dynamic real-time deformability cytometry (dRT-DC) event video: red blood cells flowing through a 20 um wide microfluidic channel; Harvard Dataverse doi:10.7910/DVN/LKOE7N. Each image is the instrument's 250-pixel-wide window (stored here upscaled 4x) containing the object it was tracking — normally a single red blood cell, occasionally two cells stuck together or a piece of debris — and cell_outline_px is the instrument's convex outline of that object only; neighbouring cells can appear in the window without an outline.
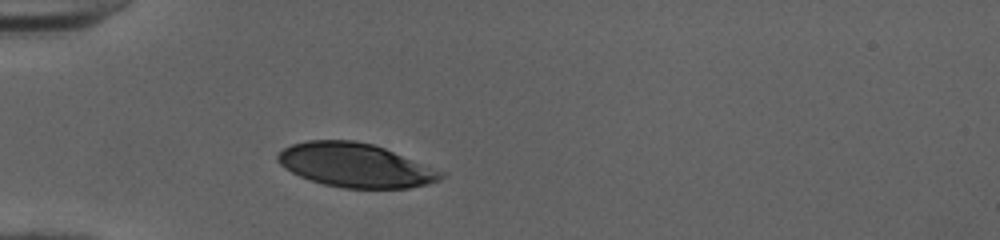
{"species": "human", "species_latin": "Homo sapiens", "temperature_condition": "cold", "stored_images_in_passage": 29, "camera_frame_rate_fps": 3000, "um_per_image_px": 0.085, "donor": {"sex": "female"}, "frame": {"image": 1, "passage_image": 1, "time_ms": 0.0, "image_size_px": [1000, 240], "cell_outline_px": [[444, 176], [440, 180], [428, 184], [408, 188], [344, 188], [324, 184], [300, 176], [292, 172], [280, 164], [276, 160], [276, 156], [284, 148], [292, 144], [308, 140], [352, 140], [372, 144], [384, 148], [444, 172]], "centroid_in_image_um": [30.2, 14.04], "position_along_channel_um": 54.8, "area_um2": 41.44}}
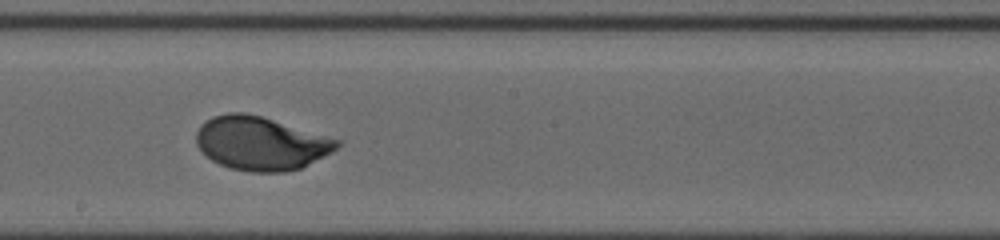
{"frame": {"image": 2, "passage_image": 15, "time_ms": 4.667, "image_size_px": [1000, 240], "cell_outline_px": [[340, 144], [332, 152], [300, 168], [284, 172], [252, 172], [228, 168], [212, 160], [196, 144], [196, 132], [200, 124], [212, 116], [228, 112], [244, 112], [260, 116], [340, 140]], "centroid_in_image_um": [22.13, 12.18], "position_along_channel_um": 226.1, "area_um2": 43.58}}
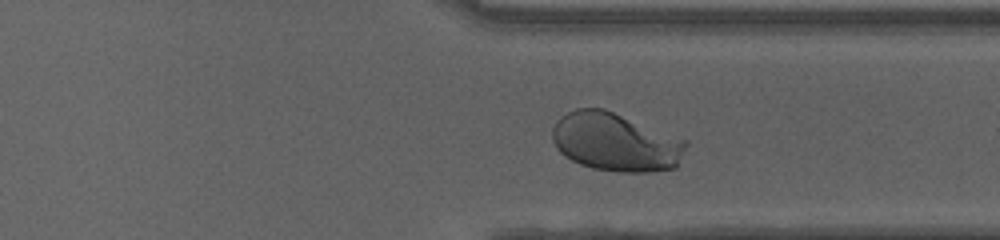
{"frame": {"image": 3, "passage_image": 25, "time_ms": 8.0, "image_size_px": [1000, 240], "cell_outline_px": [[688, 144], [676, 168], [648, 172], [616, 172], [592, 168], [580, 164], [564, 156], [556, 148], [552, 140], [552, 128], [556, 120], [560, 116], [576, 108], [604, 108], [688, 140]], "centroid_in_image_um": [52.32, 12.08], "position_along_channel_um": 359.1, "area_um2": 45.95}, "authors_computed_cell_mechanics": {"area_um2": 43.928, "velocity_mm_per_s": 3.9813, "shape_relaxation_time_tau1_ms": 2.5516, "shape_relaxation_time_tau2_ms": null, "deformation_change_tau1": 0.1508, "deformation_change_tau2": null}}